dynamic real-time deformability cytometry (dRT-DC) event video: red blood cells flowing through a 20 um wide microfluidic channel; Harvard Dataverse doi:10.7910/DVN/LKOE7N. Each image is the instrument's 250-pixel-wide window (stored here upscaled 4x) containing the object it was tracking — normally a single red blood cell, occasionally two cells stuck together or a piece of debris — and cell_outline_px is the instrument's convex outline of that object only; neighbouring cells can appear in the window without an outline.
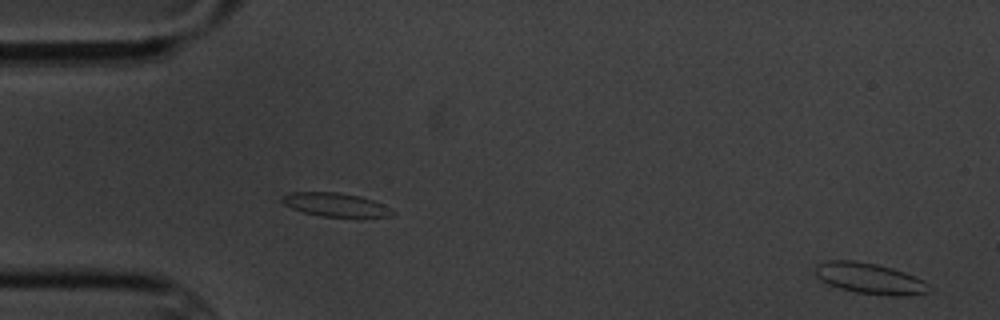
{"species": "common noctule bat (a hibernating species)", "species_latin": "Nyctalus noctula", "temperature_condition": "cold", "stored_images_in_passage": 5, "camera_frame_rate_fps": 3000, "um_per_image_px": 0.085, "animal": {"sex": "male", "body_mass_g": 20.1, "forearm_length_mm": 53.5}, "frame": {"image": 1, "passage_image": 1, "time_ms": 0.0, "image_size_px": [1000, 320], "cell_outline_px": [[928, 292], [908, 296], [888, 296], [856, 292], [840, 288], [828, 284], [820, 280], [812, 272], [816, 264], [828, 260], [852, 260], [876, 264], [892, 268], [904, 272], [924, 280], [928, 284]], "centroid_in_image_um": [73.88, 23.67], "position_along_channel_um": 11.1, "area_um2": 20.63}}
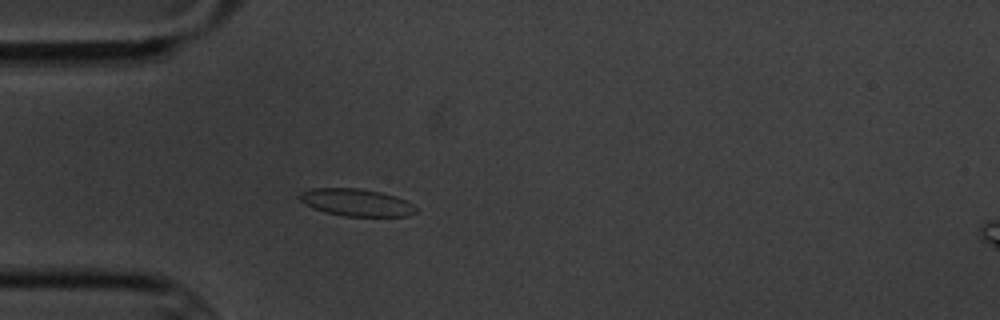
{"frame": {"image": 2, "passage_image": 5, "time_ms": 4.667, "image_size_px": [1000, 320], "cell_outline_px": [[416, 212], [408, 216], [344, 216], [324, 212], [312, 208], [304, 204], [296, 196], [300, 192], [312, 188], [356, 188], [380, 192], [396, 196], [412, 204], [416, 208]], "centroid_in_image_um": [30.23, 17.21], "position_along_channel_um": 54.8, "area_um2": 18.55}}